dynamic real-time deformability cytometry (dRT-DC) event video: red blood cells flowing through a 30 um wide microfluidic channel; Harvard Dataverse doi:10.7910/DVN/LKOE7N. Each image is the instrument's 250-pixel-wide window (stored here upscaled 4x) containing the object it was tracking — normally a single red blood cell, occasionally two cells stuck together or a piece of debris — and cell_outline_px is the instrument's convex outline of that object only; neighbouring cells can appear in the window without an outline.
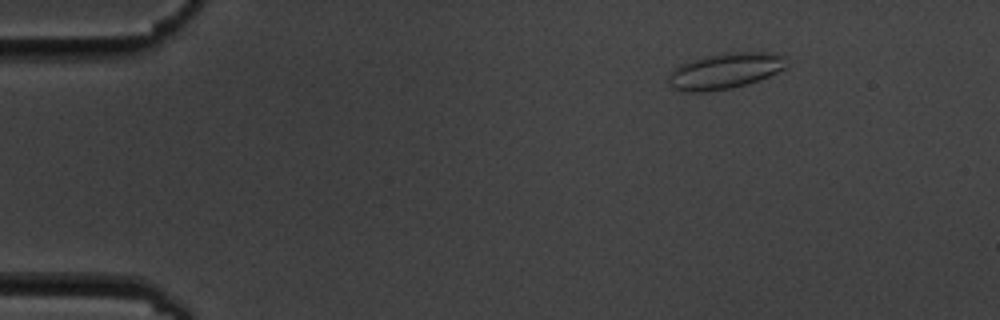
{"species": "common noctule bat (a hibernating species)", "species_latin": "Nyctalus noctula", "temperature_condition": "cold", "stored_images_in_passage": 5, "camera_frame_rate_fps": 3000, "um_per_image_px": 0.085, "animal": {"sex": "male", "body_mass_g": 19.5, "forearm_length_mm": 54.6}, "frame": {"image": 1, "passage_image": 3, "time_ms": 2.333, "image_size_px": [1000, 320], "cell_outline_px": [[788, 68], [768, 76], [732, 88], [704, 92], [688, 92], [672, 88], [668, 84], [668, 76], [672, 68], [680, 64], [708, 56], [724, 52], [768, 52], [784, 56]], "centroid_in_image_um": [61.61, 6.03], "position_along_channel_um": 23.4, "area_um2": 24.62}}